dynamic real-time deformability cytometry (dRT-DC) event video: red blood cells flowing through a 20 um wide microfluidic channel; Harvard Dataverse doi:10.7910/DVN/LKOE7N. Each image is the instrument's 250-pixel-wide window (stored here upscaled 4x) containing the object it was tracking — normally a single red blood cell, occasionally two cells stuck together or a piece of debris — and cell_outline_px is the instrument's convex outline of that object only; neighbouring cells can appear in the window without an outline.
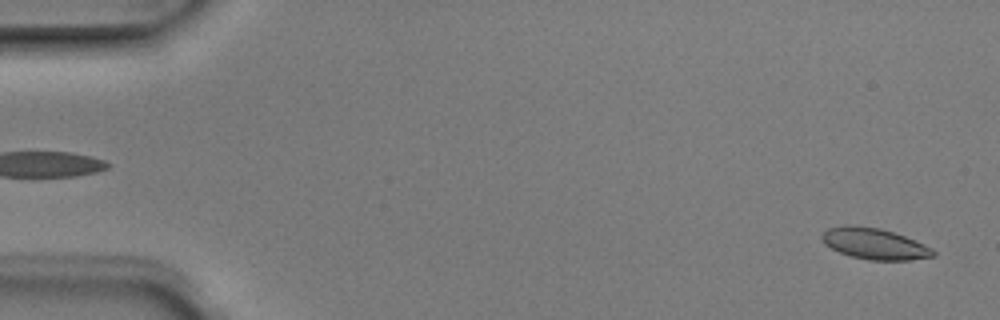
{"species": "Egyptian fruit bat (a non-hibernating species)", "species_latin": "Rousettus aegyptiacus", "temperature_condition": "room temperature", "stored_images_in_passage": 6, "camera_frame_rate_fps": 3000, "um_per_image_px": 0.085, "animal": {"sex": "male"}, "frame": {"image": 1, "passage_image": 6, "time_ms": 1.667, "image_size_px": [1000, 320], "cell_outline_px": [[936, 256], [912, 260], [868, 260], [852, 256], [840, 252], [824, 244], [820, 236], [828, 228], [880, 228], [904, 236], [924, 244], [932, 248], [936, 252]], "centroid_in_image_um": [74.41, 20.77], "position_along_channel_um": 10.6, "area_um2": 19.42}}